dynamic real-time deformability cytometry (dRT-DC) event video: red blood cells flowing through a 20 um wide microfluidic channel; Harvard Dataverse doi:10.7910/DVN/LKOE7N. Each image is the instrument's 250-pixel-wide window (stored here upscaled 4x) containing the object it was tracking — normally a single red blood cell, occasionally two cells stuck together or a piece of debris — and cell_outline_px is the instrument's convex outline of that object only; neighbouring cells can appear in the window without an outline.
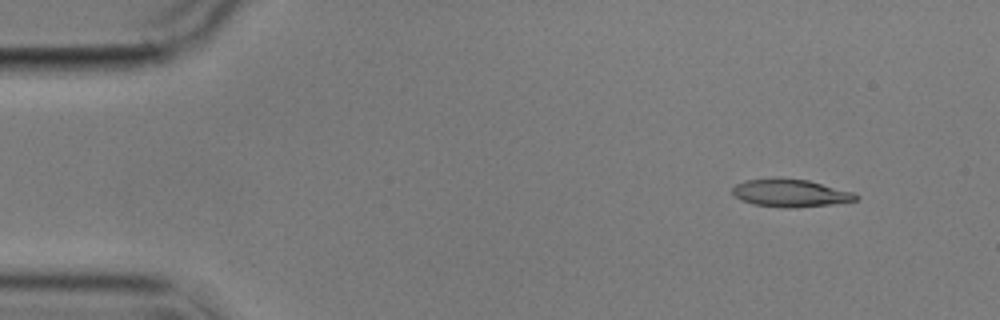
{"species": "common noctule bat (a hibernating species)", "species_latin": "Nyctalus noctula", "temperature_condition": "cold", "stored_images_in_passage": 5, "camera_frame_rate_fps": 3000, "um_per_image_px": 0.085, "animal": {"sex": "male", "body_mass_g": 17.9}, "frame": {"image": 1, "passage_image": 1, "time_ms": 0.0, "image_size_px": [1000, 320], "cell_outline_px": [[860, 196], [856, 200], [832, 204], [796, 208], [784, 208], [752, 204], [740, 200], [732, 192], [732, 188], [736, 184], [748, 180], [808, 180], [852, 192]], "centroid_in_image_um": [67.2, 16.45], "position_along_channel_um": 17.8, "area_um2": 19.31}}
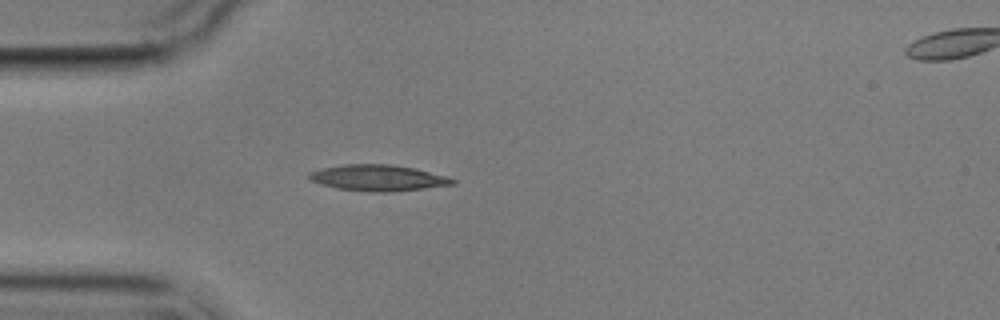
{"frame": {"image": 2, "passage_image": 4, "time_ms": 3.333, "image_size_px": [1000, 320], "cell_outline_px": [[456, 184], [388, 192], [372, 192], [336, 188], [320, 184], [308, 180], [308, 172], [324, 168], [344, 164], [388, 164], [412, 168], [448, 176], [456, 180]], "centroid_in_image_um": [32.1, 15.12], "position_along_channel_um": 52.9, "area_um2": 21.68}}